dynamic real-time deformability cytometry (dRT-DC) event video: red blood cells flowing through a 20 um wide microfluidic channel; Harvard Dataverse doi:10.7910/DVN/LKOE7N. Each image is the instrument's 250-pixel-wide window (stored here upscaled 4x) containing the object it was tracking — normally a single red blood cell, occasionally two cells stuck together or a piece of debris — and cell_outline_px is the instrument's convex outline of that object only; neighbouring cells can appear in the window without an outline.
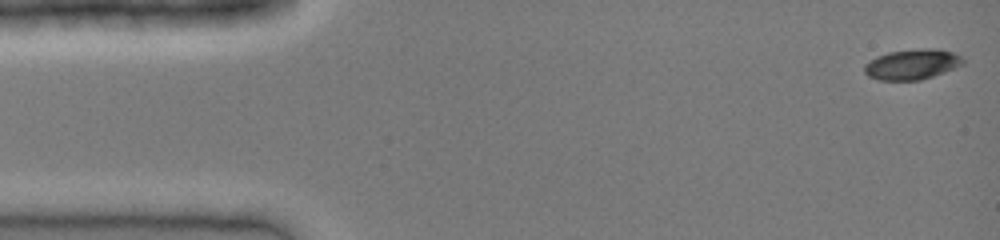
{"species": "common noctule bat (a hibernating species)", "species_latin": "Nyctalus noctula", "temperature_condition": "cold", "stored_images_in_passage": 41, "camera_frame_rate_fps": 3000, "um_per_image_px": 0.085, "animal": {"sex": "female", "body_mass_g": 19.0, "forearm_length_mm": 51.5}, "frame": {"image": 1, "passage_image": 1, "time_ms": 0.0, "image_size_px": [1000, 240], "cell_outline_px": [[964, 64], [944, 72], [920, 80], [880, 80], [868, 76], [864, 72], [864, 64], [876, 56], [888, 52], [920, 48], [936, 48], [952, 52], [960, 56], [964, 60]], "centroid_in_image_um": [77.51, 5.46], "position_along_channel_um": 7.5, "area_um2": 17.46}}
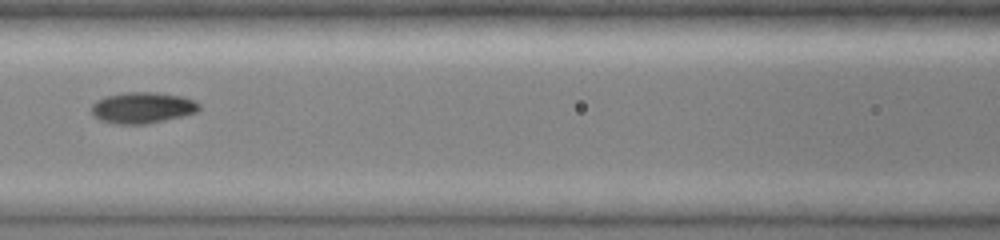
{"frame": {"image": 2, "passage_image": 18, "time_ms": 5.667, "image_size_px": [1000, 240], "cell_outline_px": [[200, 108], [196, 112], [148, 124], [116, 124], [100, 120], [92, 112], [92, 104], [96, 100], [104, 96], [124, 92], [156, 92], [180, 96], [192, 100], [200, 104]], "centroid_in_image_um": [12.07, 9.15], "position_along_channel_um": 154.5, "area_um2": 19.42}}
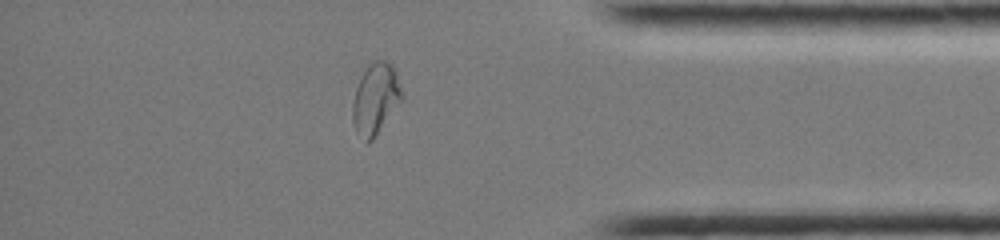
{"frame": {"image": 3, "passage_image": 35, "time_ms": 11.333, "image_size_px": [1000, 240], "cell_outline_px": [[404, 96], [372, 140], [368, 144], [356, 132], [352, 120], [352, 104], [356, 88], [364, 72], [376, 60], [384, 60], [392, 64], [396, 72], [404, 92]], "centroid_in_image_um": [31.93, 8.41], "position_along_channel_um": 403.3, "area_um2": 20.11}}